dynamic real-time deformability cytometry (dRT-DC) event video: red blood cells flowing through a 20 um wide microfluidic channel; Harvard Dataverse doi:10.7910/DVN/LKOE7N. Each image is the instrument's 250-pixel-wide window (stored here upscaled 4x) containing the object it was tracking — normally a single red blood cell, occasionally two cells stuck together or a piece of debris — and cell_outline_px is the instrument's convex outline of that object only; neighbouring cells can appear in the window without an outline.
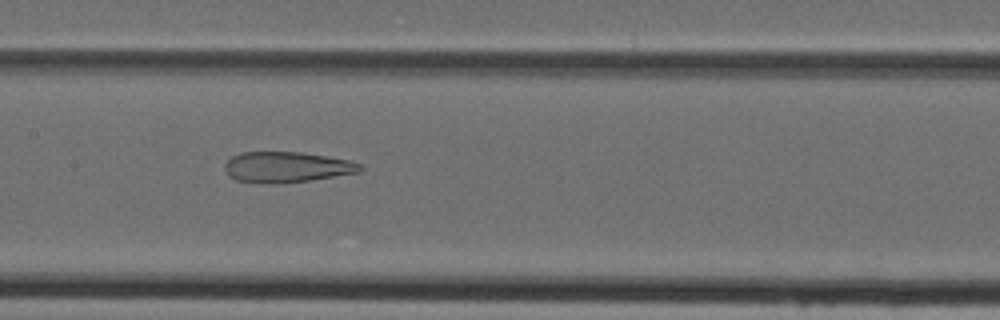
{"species": "Egyptian fruit bat (a non-hibernating species)", "species_latin": "Rousettus aegyptiacus", "temperature_condition": "cold", "stored_images_in_passage": 47, "camera_frame_rate_fps": 3000, "um_per_image_px": 0.085, "animal": {"sex": "female"}, "frame": {"image": 1, "passage_image": 23, "time_ms": 7.333, "image_size_px": [1000, 320], "cell_outline_px": [[364, 168], [360, 172], [312, 180], [276, 184], [264, 184], [236, 180], [228, 176], [224, 168], [224, 164], [232, 156], [240, 152], [300, 152], [328, 156], [352, 160], [360, 164]], "centroid_in_image_um": [24.37, 14.21], "position_along_channel_um": 183.0, "area_um2": 24.57}}
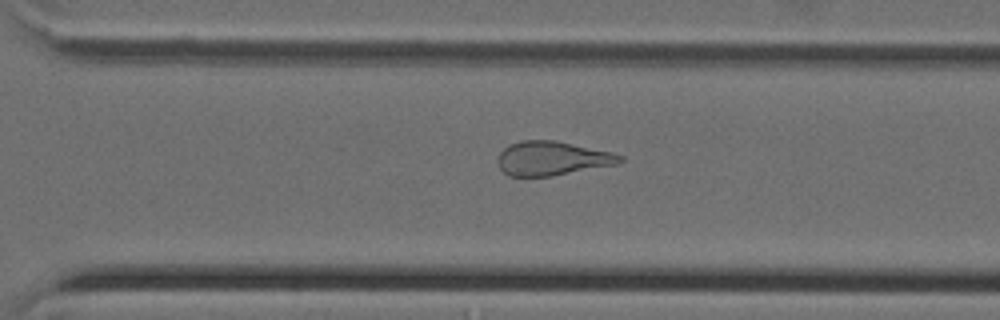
{"frame": {"image": 2, "passage_image": 33, "time_ms": 10.667, "image_size_px": [1000, 320], "cell_outline_px": [[624, 160], [620, 164], [552, 176], [508, 176], [500, 168], [500, 152], [504, 148], [520, 140], [556, 140], [612, 152], [624, 156]], "centroid_in_image_um": [47.01, 13.46], "position_along_channel_um": 323.6, "area_um2": 24.28}}
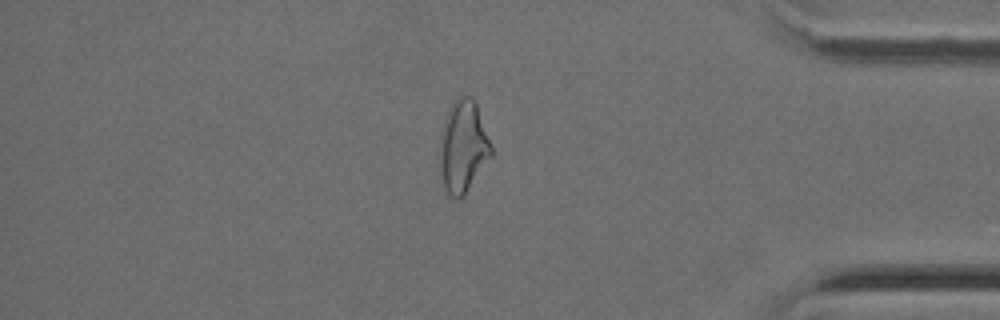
{"frame": {"image": 3, "passage_image": 40, "time_ms": 13.0, "image_size_px": [1000, 320], "cell_outline_px": [[492, 156], [464, 196], [460, 200], [456, 200], [448, 196], [444, 192], [440, 168], [440, 136], [448, 112], [456, 100], [460, 96], [472, 96], [476, 104], [492, 144]], "centroid_in_image_um": [39.37, 12.55], "position_along_channel_um": 395.8, "area_um2": 27.69}}